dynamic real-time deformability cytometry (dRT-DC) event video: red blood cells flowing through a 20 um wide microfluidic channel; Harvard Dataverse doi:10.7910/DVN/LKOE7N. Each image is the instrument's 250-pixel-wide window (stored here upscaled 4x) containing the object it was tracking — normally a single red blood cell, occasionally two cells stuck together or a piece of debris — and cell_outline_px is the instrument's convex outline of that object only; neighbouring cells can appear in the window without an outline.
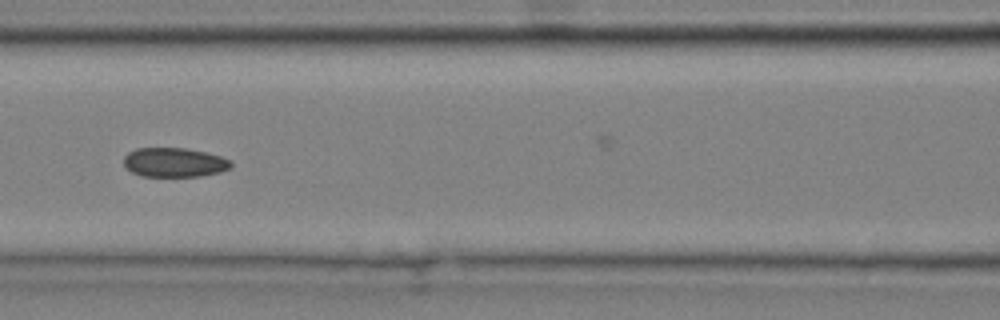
{"species": "common noctule bat (a hibernating species)", "species_latin": "Nyctalus noctula", "temperature_condition": "cold", "stored_images_in_passage": 12, "camera_frame_rate_fps": 3000, "um_per_image_px": 0.085, "animal": {"sex": "male", "body_mass_g": 20.4}, "frame": {"image": 1, "passage_image": 6, "time_ms": 1.667, "image_size_px": [1000, 320], "cell_outline_px": [[232, 164], [228, 168], [220, 172], [200, 176], [144, 176], [132, 172], [124, 164], [124, 156], [128, 152], [136, 148], [184, 148], [208, 152], [232, 160]], "centroid_in_image_um": [14.83, 13.79], "position_along_channel_um": 151.8, "area_um2": 18.26}}
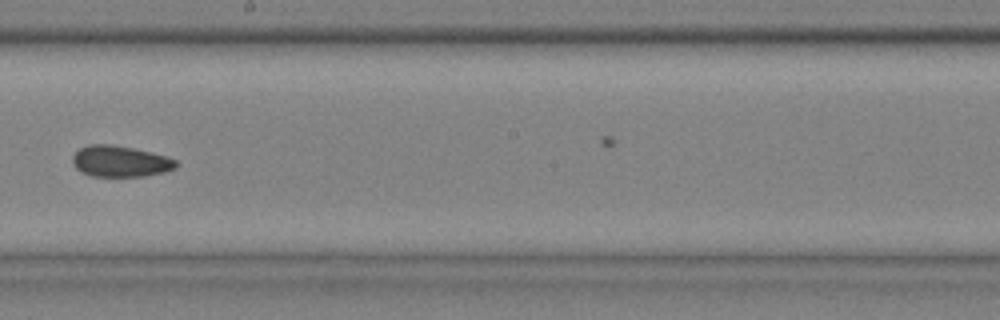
{"frame": {"image": 2, "passage_image": 8, "time_ms": 2.333, "image_size_px": [1000, 320], "cell_outline_px": [[180, 164], [176, 168], [164, 172], [144, 176], [92, 176], [80, 172], [72, 164], [72, 156], [80, 148], [88, 144], [112, 144], [152, 152], [168, 156], [176, 160]], "centroid_in_image_um": [10.23, 13.71], "position_along_channel_um": 238.0, "area_um2": 19.02}}
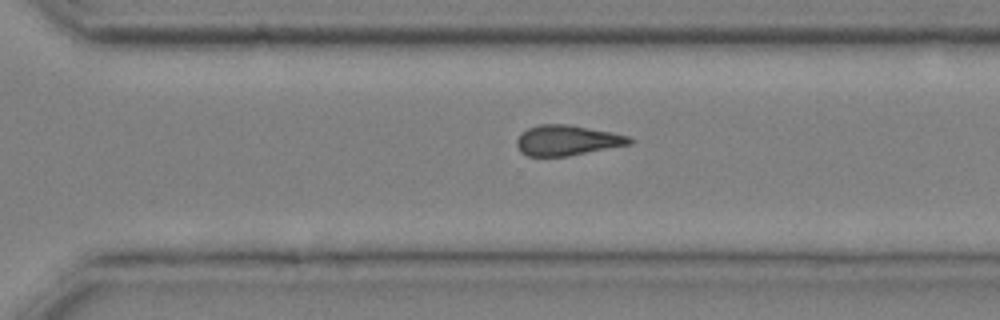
{"frame": {"image": 3, "passage_image": 12, "time_ms": 3.667, "image_size_px": [1000, 320], "cell_outline_px": [[636, 140], [632, 144], [568, 156], [528, 156], [520, 152], [516, 144], [516, 140], [528, 128], [540, 124], [568, 124], [612, 132], [628, 136]], "centroid_in_image_um": [48.24, 11.93], "position_along_channel_um": 322.4, "area_um2": 19.94}}